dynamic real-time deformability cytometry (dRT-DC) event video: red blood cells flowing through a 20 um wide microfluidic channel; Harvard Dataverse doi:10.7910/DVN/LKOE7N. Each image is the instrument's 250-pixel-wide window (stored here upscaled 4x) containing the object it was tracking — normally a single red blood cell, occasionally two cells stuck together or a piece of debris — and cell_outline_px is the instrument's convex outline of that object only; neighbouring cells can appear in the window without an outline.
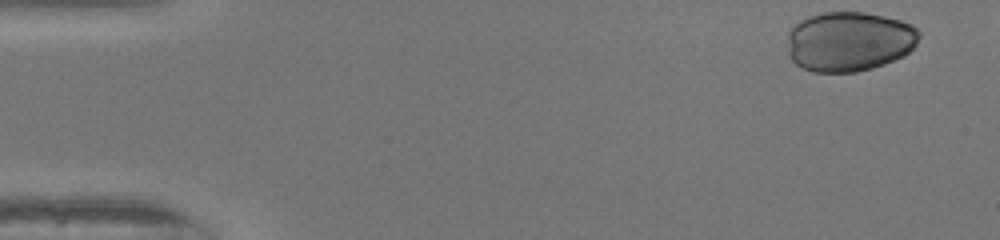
{"species": "human", "species_latin": "Homo sapiens", "temperature_condition": "warm", "stored_images_in_passage": 38, "camera_frame_rate_fps": 3000, "um_per_image_px": 0.085, "donor": {"sex": "female"}, "frame": {"image": 1, "passage_image": 1, "time_ms": 0.0, "image_size_px": [1000, 240], "cell_outline_px": [[920, 36], [916, 44], [904, 56], [884, 64], [872, 68], [856, 72], [812, 72], [800, 68], [788, 56], [788, 32], [800, 20], [808, 16], [824, 12], [864, 12], [884, 16], [900, 20], [912, 24], [920, 32]], "centroid_in_image_um": [72.17, 3.53], "position_along_channel_um": 12.8, "area_um2": 46.3}}
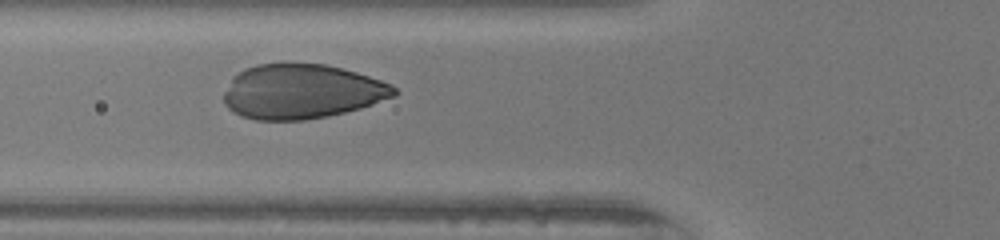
{"frame": {"image": 2, "passage_image": 17, "time_ms": 5.333, "image_size_px": [1000, 240], "cell_outline_px": [[400, 92], [396, 96], [360, 108], [328, 116], [304, 120], [256, 120], [240, 116], [232, 112], [224, 104], [224, 92], [232, 80], [244, 68], [256, 64], [324, 64], [356, 72], [392, 84]], "centroid_in_image_um": [25.66, 7.8], "position_along_channel_um": 100.1, "area_um2": 54.04}}
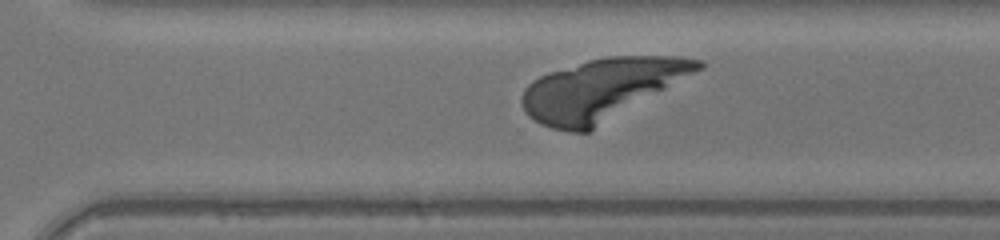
{"frame": {"image": 3, "passage_image": 33, "time_ms": 10.667, "image_size_px": [1000, 240], "cell_outline_px": [[704, 68], [588, 132], [568, 132], [552, 128], [540, 124], [528, 116], [524, 112], [520, 100], [520, 96], [524, 88], [532, 80], [548, 72], [588, 60], [608, 56], [676, 56], [704, 60]], "centroid_in_image_um": [51.1, 7.59], "position_along_channel_um": 319.5, "area_um2": 62.6}}